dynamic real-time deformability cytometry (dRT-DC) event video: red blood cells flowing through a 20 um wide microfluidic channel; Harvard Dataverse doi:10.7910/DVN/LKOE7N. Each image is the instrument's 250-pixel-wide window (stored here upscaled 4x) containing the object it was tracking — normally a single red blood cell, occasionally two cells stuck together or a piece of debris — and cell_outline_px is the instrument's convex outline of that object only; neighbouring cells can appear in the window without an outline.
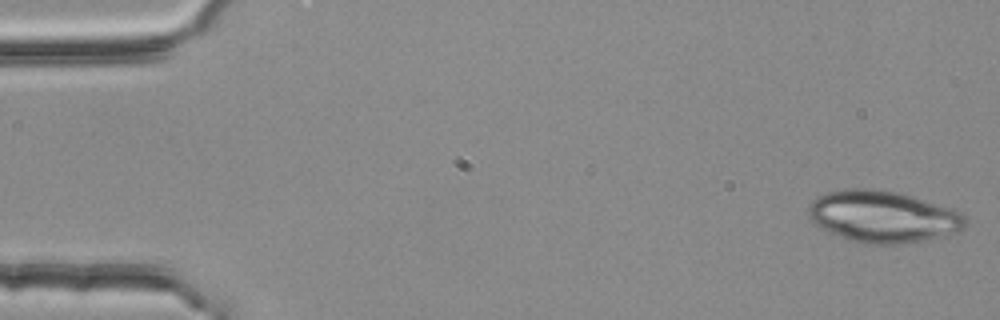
{"species": "common noctule bat (a hibernating species)", "species_latin": "Nyctalus noctula", "temperature_condition": "room temperature", "stored_images_in_passage": 52, "camera_frame_rate_fps": 3000, "um_per_image_px": 0.085, "animal": {"sex": "female", "body_mass_g": 25.1}, "frame": {"image": 1, "passage_image": 1, "time_ms": 0.0, "image_size_px": [1000, 320], "cell_outline_px": [[968, 224], [960, 232], [900, 244], [876, 244], [856, 240], [820, 228], [808, 216], [808, 204], [812, 200], [828, 192], [844, 188], [872, 188], [896, 192], [912, 196], [952, 208], [960, 212], [964, 216]], "centroid_in_image_um": [75.07, 18.38], "position_along_channel_um": 9.9, "area_um2": 46.82}}
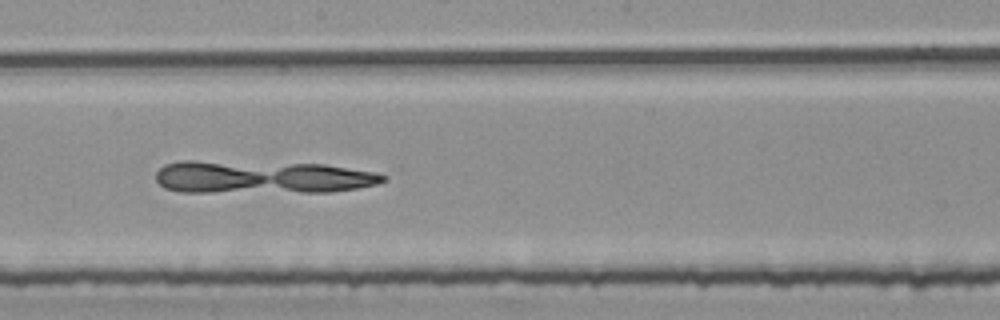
{"frame": {"image": 2, "passage_image": 29, "time_ms": 9.333, "image_size_px": [1000, 320], "cell_outline_px": [[388, 180], [376, 184], [356, 188], [332, 192], [180, 192], [164, 188], [156, 180], [156, 172], [164, 164], [180, 160], [192, 160], [324, 164], [376, 172], [388, 176]], "centroid_in_image_um": [22.25, 15.05], "position_along_channel_um": 225.9, "area_um2": 44.04}}
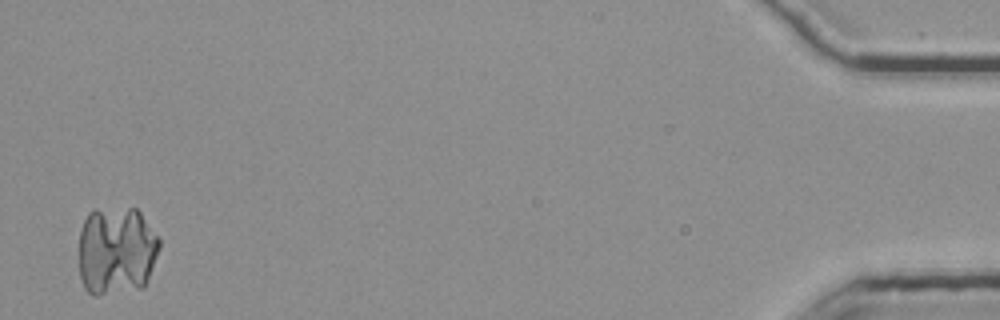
{"frame": {"image": 3, "passage_image": 52, "time_ms": 17.0, "image_size_px": [1000, 320], "cell_outline_px": [[160, 248], [144, 288], [100, 296], [92, 296], [84, 288], [80, 276], [80, 232], [84, 220], [88, 212], [96, 208], [136, 208], [140, 212], [160, 236]], "centroid_in_image_um": [9.91, 21.32], "position_along_channel_um": 425.3, "area_um2": 42.48}}